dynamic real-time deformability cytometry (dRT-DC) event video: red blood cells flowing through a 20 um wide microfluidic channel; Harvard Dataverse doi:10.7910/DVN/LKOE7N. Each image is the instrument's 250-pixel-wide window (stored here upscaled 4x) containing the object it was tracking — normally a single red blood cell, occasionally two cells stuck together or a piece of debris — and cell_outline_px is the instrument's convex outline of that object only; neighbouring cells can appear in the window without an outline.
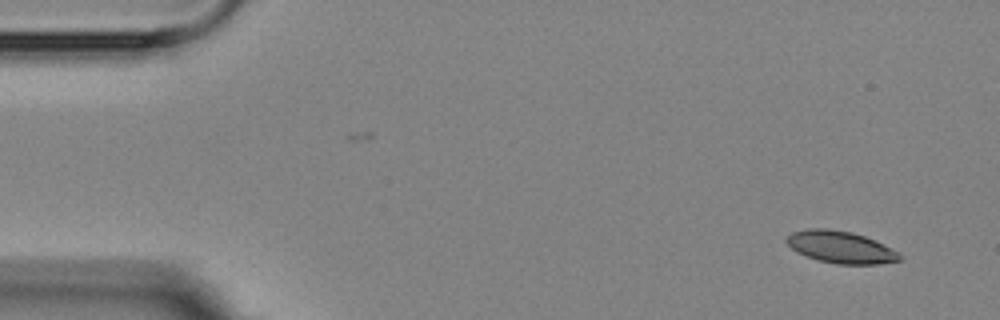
{"species": "Egyptian fruit bat (a non-hibernating species)", "species_latin": "Rousettus aegyptiacus", "temperature_condition": "room temperature", "stored_images_in_passage": 3, "camera_frame_rate_fps": 3000, "um_per_image_px": 0.085, "animal": {"sex": "female"}, "frame": {"image": 1, "passage_image": 3, "time_ms": 2.333, "image_size_px": [1000, 320], "cell_outline_px": [[900, 260], [876, 264], [836, 264], [820, 260], [808, 256], [792, 248], [784, 240], [792, 232], [808, 228], [828, 228], [852, 232], [864, 236], [900, 252]], "centroid_in_image_um": [71.45, 20.99], "position_along_channel_um": 13.5, "area_um2": 20.81}}